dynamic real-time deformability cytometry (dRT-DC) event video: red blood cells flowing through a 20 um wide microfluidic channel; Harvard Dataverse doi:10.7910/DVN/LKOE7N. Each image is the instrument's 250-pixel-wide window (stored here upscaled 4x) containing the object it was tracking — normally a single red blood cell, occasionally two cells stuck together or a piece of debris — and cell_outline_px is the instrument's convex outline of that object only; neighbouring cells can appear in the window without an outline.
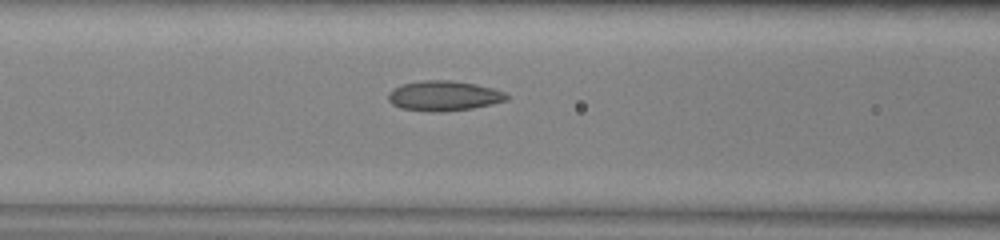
{"species": "common noctule bat (a hibernating species)", "species_latin": "Nyctalus noctula", "temperature_condition": "warm", "stored_images_in_passage": 28, "camera_frame_rate_fps": 3000, "um_per_image_px": 0.085, "animal": {"sex": "male", "body_mass_g": 13.0, "forearm_length_mm": 53.1}, "frame": {"image": 1, "passage_image": 5, "time_ms": 1.333, "image_size_px": [1000, 240], "cell_outline_px": [[508, 100], [492, 104], [472, 108], [440, 112], [432, 112], [400, 108], [392, 104], [388, 100], [388, 92], [392, 88], [404, 84], [424, 80], [448, 80], [476, 84], [492, 88], [504, 92], [508, 96]], "centroid_in_image_um": [37.7, 8.15], "position_along_channel_um": 128.9, "area_um2": 20.69}}
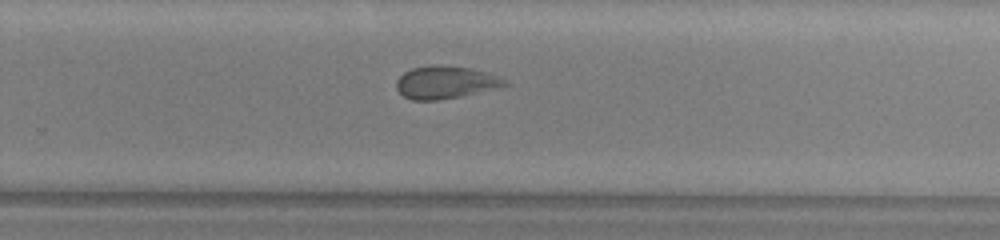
{"frame": {"image": 2, "passage_image": 17, "time_ms": 5.333, "image_size_px": [1000, 240], "cell_outline_px": [[512, 84], [460, 96], [436, 100], [412, 100], [404, 96], [396, 88], [396, 80], [404, 72], [412, 68], [436, 64], [444, 64], [472, 68], [508, 80]], "centroid_in_image_um": [37.85, 6.98], "position_along_channel_um": 291.9, "area_um2": 20.58}}
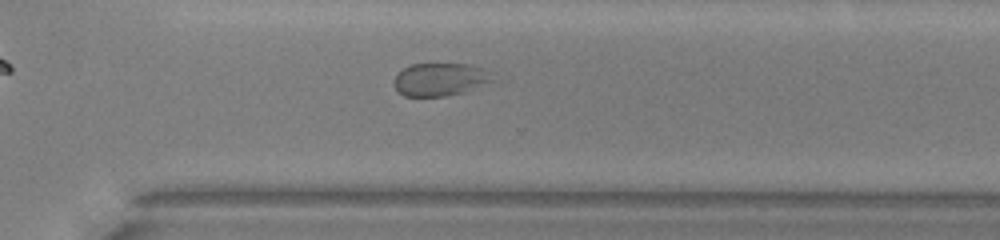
{"frame": {"image": 3, "passage_image": 20, "time_ms": 6.333, "image_size_px": [1000, 240], "cell_outline_px": [[492, 80], [464, 92], [444, 96], [404, 96], [392, 84], [392, 80], [396, 72], [412, 64], [468, 64], [484, 68]], "centroid_in_image_um": [37.3, 6.74], "position_along_channel_um": 333.3, "area_um2": 18.67}}